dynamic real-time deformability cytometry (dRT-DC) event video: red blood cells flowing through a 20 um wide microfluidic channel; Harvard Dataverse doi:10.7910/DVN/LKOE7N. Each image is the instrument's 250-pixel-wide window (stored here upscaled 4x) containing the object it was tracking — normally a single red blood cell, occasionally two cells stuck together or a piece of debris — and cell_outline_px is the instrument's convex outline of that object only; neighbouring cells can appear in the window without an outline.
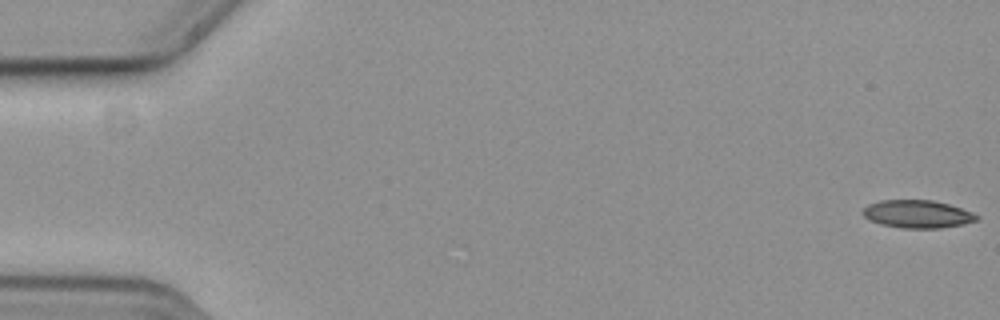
{"species": "common noctule bat (a hibernating species)", "species_latin": "Nyctalus noctula", "temperature_condition": "cold", "stored_images_in_passage": 10, "camera_frame_rate_fps": 3000, "um_per_image_px": 0.085, "animal": {"sex": "female", "body_mass_g": 19.3, "forearm_length_mm": 54.1}, "frame": {"image": 1, "passage_image": 1, "time_ms": 0.0, "image_size_px": [1000, 320], "cell_outline_px": [[980, 216], [976, 220], [964, 224], [940, 228], [900, 228], [880, 224], [868, 220], [860, 212], [868, 204], [880, 200], [932, 200], [948, 204], [960, 208]], "centroid_in_image_um": [77.92, 18.2], "position_along_channel_um": 7.1, "area_um2": 18.5}}